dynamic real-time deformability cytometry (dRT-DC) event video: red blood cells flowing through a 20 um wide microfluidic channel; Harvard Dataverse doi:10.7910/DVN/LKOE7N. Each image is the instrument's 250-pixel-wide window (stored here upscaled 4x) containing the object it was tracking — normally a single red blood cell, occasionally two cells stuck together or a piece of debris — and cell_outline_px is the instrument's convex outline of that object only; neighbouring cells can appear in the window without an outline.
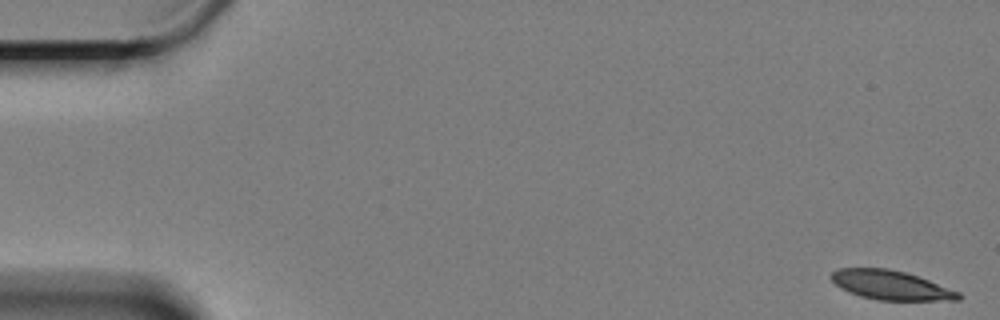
{"species": "Egyptian fruit bat (a non-hibernating species)", "species_latin": "Rousettus aegyptiacus", "temperature_condition": "cold", "stored_images_in_passage": 61, "camera_frame_rate_fps": 3000, "um_per_image_px": 0.085, "animal": {"sex": "female"}, "frame": {"image": 1, "passage_image": 1, "time_ms": 0.0, "image_size_px": [1000, 320], "cell_outline_px": [[964, 296], [960, 300], [876, 300], [860, 296], [848, 292], [840, 288], [828, 276], [836, 268], [888, 268], [904, 272], [928, 280], [960, 292]], "centroid_in_image_um": [75.69, 24.24], "position_along_channel_um": 9.3, "area_um2": 21.73}}
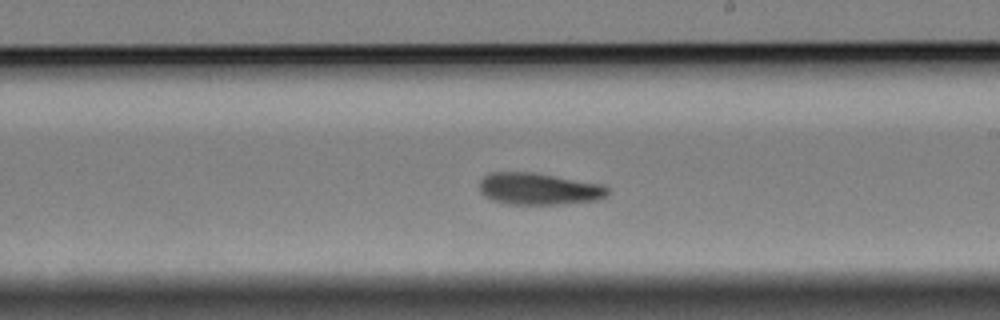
{"frame": {"image": 2, "passage_image": 35, "time_ms": 11.333, "image_size_px": [1000, 320], "cell_outline_px": [[608, 196], [596, 200], [564, 204], [504, 204], [492, 200], [484, 196], [480, 192], [480, 180], [488, 172], [532, 172], [600, 184], [608, 188]], "centroid_in_image_um": [45.75, 16.06], "position_along_channel_um": 243.2, "area_um2": 23.81}}
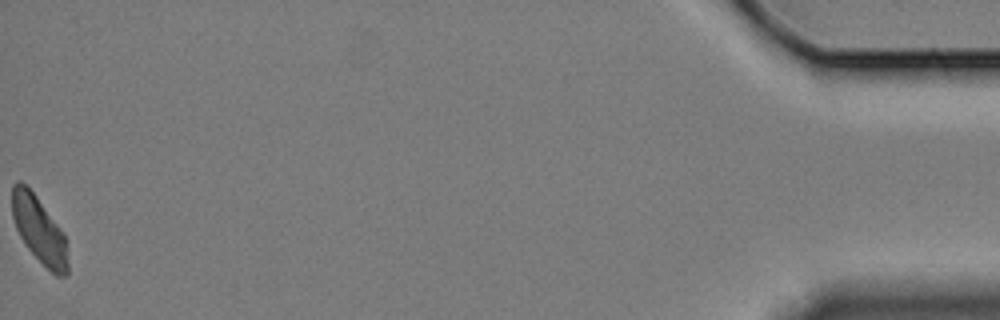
{"frame": {"image": 3, "passage_image": 61, "time_ms": 20.0, "image_size_px": [1000, 320], "cell_outline_px": [[68, 272], [64, 276], [56, 276], [28, 248], [20, 236], [16, 228], [12, 216], [12, 184], [20, 180], [36, 196], [56, 224], [64, 236], [68, 264]], "centroid_in_image_um": [3.3, 19.53], "position_along_channel_um": 431.9, "area_um2": 20.87}, "authors_computed_cell_mechanics": {"area_um2": 23.3512, "velocity_mm_per_s": 3.268, "shape_relaxation_time_tau1_ms": 9.7434, "shape_relaxation_time_tau2_ms": 7.9282, "deformation_change_tau1": 0.1701, "deformation_change_tau2": 0.1558}}